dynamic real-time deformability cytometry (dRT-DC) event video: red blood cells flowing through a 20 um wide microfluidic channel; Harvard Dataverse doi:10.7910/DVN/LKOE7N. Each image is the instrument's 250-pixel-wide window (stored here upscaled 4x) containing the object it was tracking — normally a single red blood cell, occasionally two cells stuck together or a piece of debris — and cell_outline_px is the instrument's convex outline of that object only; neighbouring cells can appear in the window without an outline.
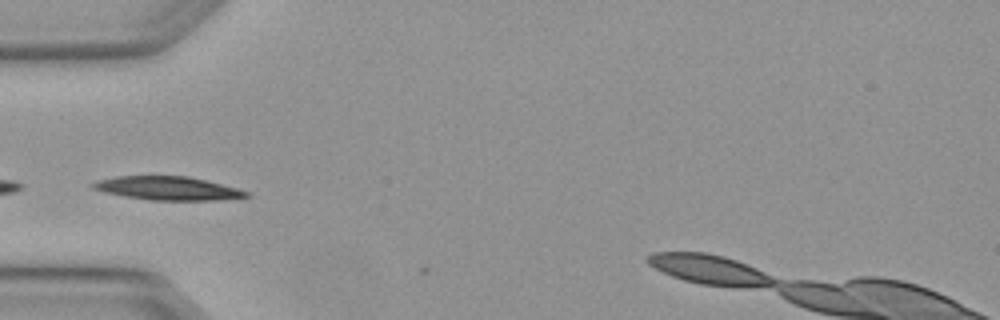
{"species": "Egyptian fruit bat (a non-hibernating species)", "species_latin": "Rousettus aegyptiacus", "temperature_condition": "warm", "stored_images_in_passage": 3, "segment_of_instrument_passage": [1, 2], "camera_frame_rate_fps": 3000, "um_per_image_px": 0.085, "animal": {"sex": "female"}, "frame": {"image": 1, "passage_image": 1, "time_ms": 0.0, "image_size_px": [1000, 320], "cell_outline_px": [[252, 196], [216, 200], [148, 200], [124, 196], [104, 192], [92, 188], [92, 184], [96, 180], [116, 176], [188, 176], [236, 188], [248, 192]], "centroid_in_image_um": [14.22, 16.0], "position_along_channel_um": 70.8, "area_um2": 20.87}}